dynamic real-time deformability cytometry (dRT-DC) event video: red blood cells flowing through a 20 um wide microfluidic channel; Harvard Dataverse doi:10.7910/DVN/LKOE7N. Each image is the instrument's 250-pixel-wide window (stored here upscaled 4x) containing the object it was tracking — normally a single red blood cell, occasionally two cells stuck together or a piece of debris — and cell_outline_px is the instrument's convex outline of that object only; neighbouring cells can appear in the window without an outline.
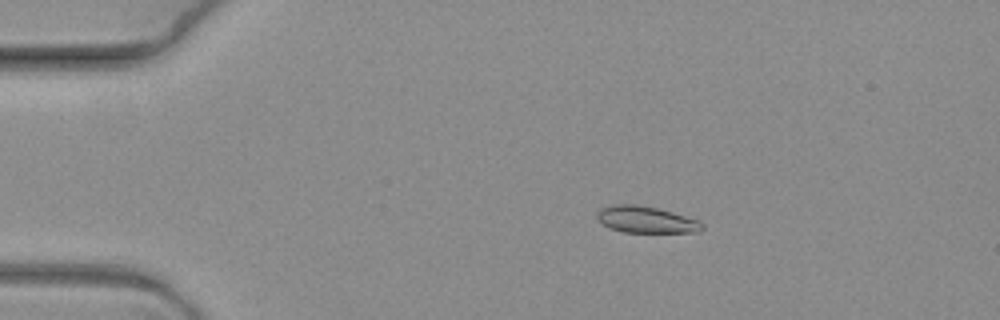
{"species": "common noctule bat (a hibernating species)", "species_latin": "Nyctalus noctula", "temperature_condition": "warm", "stored_images_in_passage": 8, "camera_frame_rate_fps": 3000, "um_per_image_px": 0.085, "animal": {"sex": "female", "body_mass_g": 19.3, "forearm_length_mm": 54.1}, "frame": {"image": 1, "passage_image": 4, "time_ms": 1.0, "image_size_px": [1000, 320], "cell_outline_px": [[704, 228], [700, 232], [624, 232], [608, 228], [600, 224], [596, 220], [596, 212], [600, 208], [612, 204], [636, 204], [656, 208], [672, 212], [700, 220], [704, 224]], "centroid_in_image_um": [54.87, 18.67], "position_along_channel_um": 30.1, "area_um2": 16.65}}
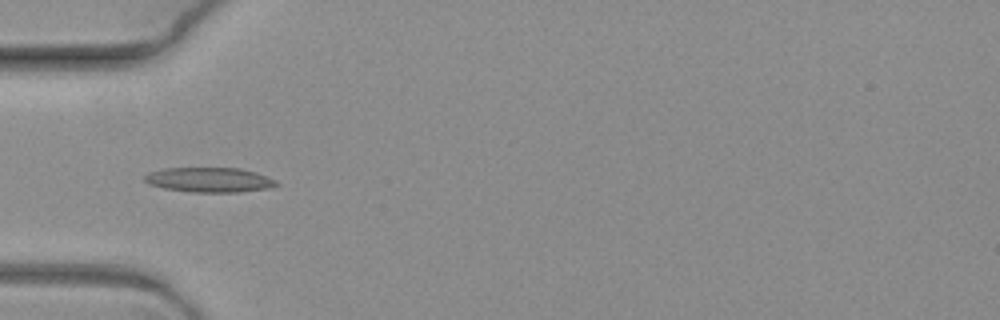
{"frame": {"image": 2, "passage_image": 6, "time_ms": 1.667, "image_size_px": [1000, 320], "cell_outline_px": [[280, 184], [272, 188], [240, 192], [192, 192], [164, 188], [148, 184], [144, 180], [144, 176], [148, 172], [164, 168], [240, 168], [256, 172], [276, 180]], "centroid_in_image_um": [17.82, 15.29], "position_along_channel_um": 67.2, "area_um2": 19.19}}
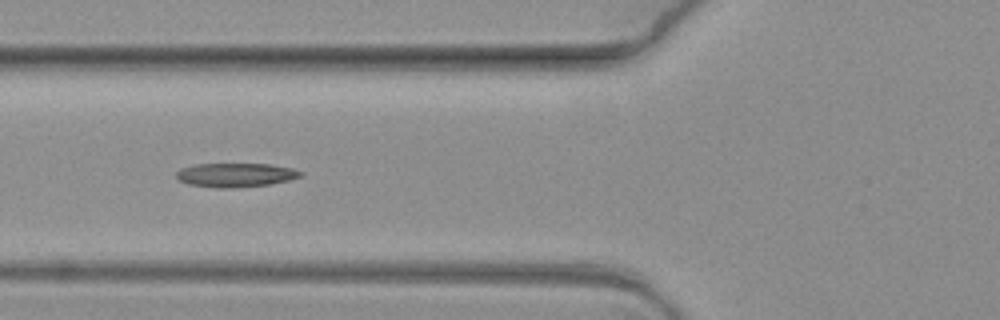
{"frame": {"image": 3, "passage_image": 7, "time_ms": 2.0, "image_size_px": [1000, 320], "cell_outline_px": [[304, 176], [288, 180], [268, 184], [232, 188], [212, 188], [188, 184], [180, 180], [176, 176], [176, 172], [180, 168], [196, 164], [272, 164], [292, 168], [304, 172]], "centroid_in_image_um": [20.03, 14.87], "position_along_channel_um": 105.8, "area_um2": 17.46}}